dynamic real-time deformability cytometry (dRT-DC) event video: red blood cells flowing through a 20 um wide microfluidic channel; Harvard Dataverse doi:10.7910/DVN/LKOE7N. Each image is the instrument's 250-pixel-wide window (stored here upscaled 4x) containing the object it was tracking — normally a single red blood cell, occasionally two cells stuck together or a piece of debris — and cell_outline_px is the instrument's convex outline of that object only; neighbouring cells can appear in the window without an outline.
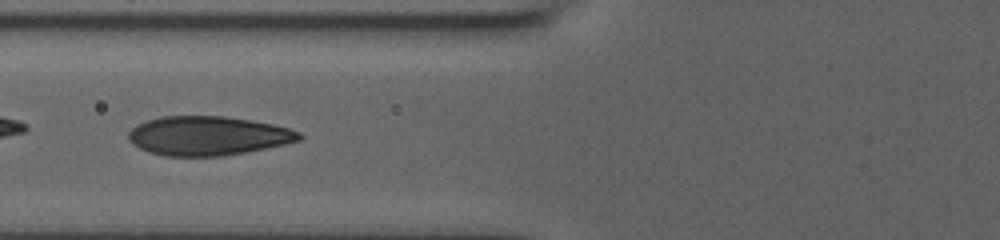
{"species": "human", "species_latin": "Homo sapiens", "temperature_condition": "room temperature", "stored_images_in_passage": 31, "camera_frame_rate_fps": 3000, "um_per_image_px": 0.085, "donor": {"sex": "male"}, "frame": {"image": 1, "passage_image": 14, "time_ms": 8.0, "image_size_px": [1000, 240], "cell_outline_px": [[304, 136], [300, 140], [284, 144], [244, 152], [220, 156], [164, 156], [148, 152], [132, 144], [128, 140], [128, 132], [136, 124], [160, 116], [224, 116], [252, 120], [272, 124], [288, 128], [300, 132]], "centroid_in_image_um": [17.64, 11.54], "position_along_channel_um": 108.2, "area_um2": 38.96}}
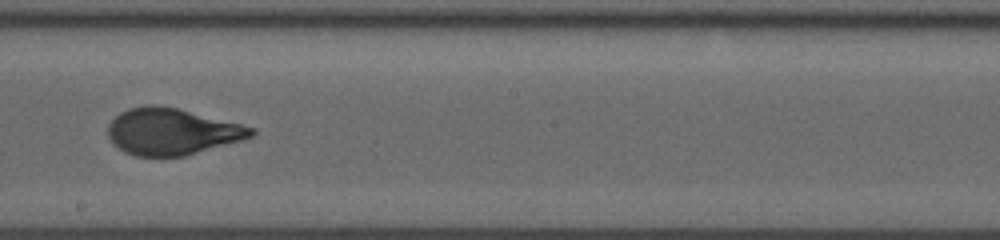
{"frame": {"image": 2, "passage_image": 19, "time_ms": 11.333, "image_size_px": [1000, 240], "cell_outline_px": [[256, 132], [252, 136], [244, 140], [184, 156], [136, 156], [124, 152], [112, 144], [108, 136], [108, 124], [120, 112], [128, 108], [144, 104], [156, 104], [176, 108], [256, 128]], "centroid_in_image_um": [14.58, 11.18], "position_along_channel_um": 233.6, "area_um2": 38.96}}
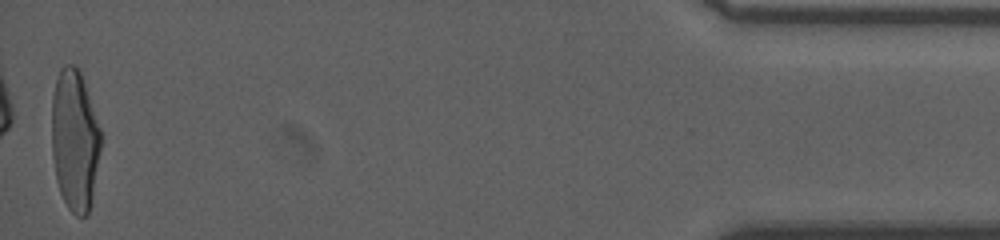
{"frame": {"image": 3, "passage_image": 31, "time_ms": 18.667, "image_size_px": [1000, 240], "cell_outline_px": [[100, 148], [92, 196], [88, 212], [84, 216], [76, 216], [68, 208], [60, 192], [56, 180], [52, 156], [52, 96], [56, 80], [60, 68], [64, 64], [76, 64], [80, 72], [100, 128]], "centroid_in_image_um": [6.32, 11.89], "position_along_channel_um": 428.9, "area_um2": 40.0}, "authors_computed_cell_mechanics": {"area_um2": 38.9572, "velocity_mm_per_s": 3.7672, "shape_relaxation_time_tau1_ms": 7.2135, "shape_relaxation_time_tau2_ms": null, "deformation_change_tau1": 0.2887, "deformation_change_tau2": null}}